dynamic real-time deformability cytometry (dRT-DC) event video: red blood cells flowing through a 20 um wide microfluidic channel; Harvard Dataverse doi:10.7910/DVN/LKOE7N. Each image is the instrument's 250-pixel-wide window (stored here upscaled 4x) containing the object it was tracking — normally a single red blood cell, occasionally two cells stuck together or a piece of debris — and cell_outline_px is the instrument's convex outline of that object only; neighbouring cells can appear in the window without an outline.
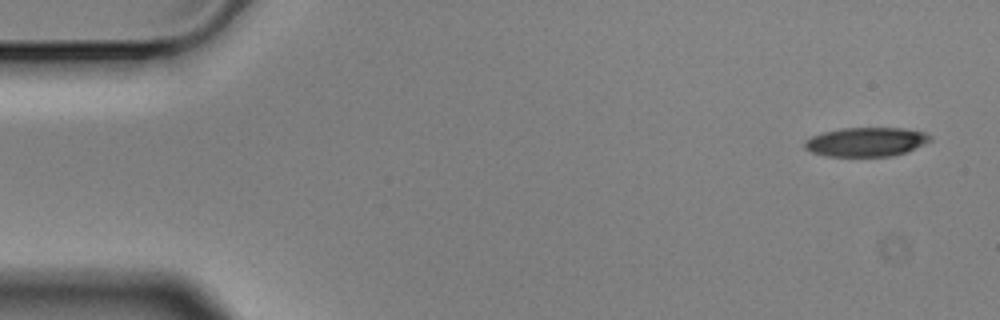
{"species": "Egyptian fruit bat (a non-hibernating species)", "species_latin": "Rousettus aegyptiacus", "temperature_condition": "cold", "stored_images_in_passage": 8, "camera_frame_rate_fps": 3000, "um_per_image_px": 0.085, "animal": {"sex": "male"}, "frame": {"image": 1, "passage_image": 1, "time_ms": 0.0, "image_size_px": [1000, 320], "cell_outline_px": [[932, 140], [924, 144], [904, 152], [892, 156], [828, 156], [812, 152], [804, 148], [804, 140], [812, 136], [824, 132], [840, 128], [904, 128], [924, 132], [932, 136]], "centroid_in_image_um": [73.61, 12.05], "position_along_channel_um": 11.4, "area_um2": 21.21}}
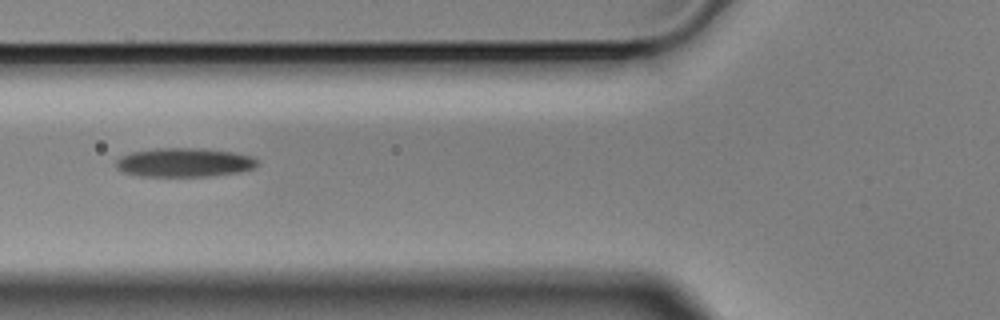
{"frame": {"image": 2, "passage_image": 6, "time_ms": 1.667, "image_size_px": [1000, 320], "cell_outline_px": [[260, 164], [252, 168], [240, 172], [208, 176], [140, 176], [124, 172], [116, 168], [116, 160], [120, 156], [132, 152], [156, 148], [204, 148], [232, 152], [252, 156], [260, 160]], "centroid_in_image_um": [15.68, 13.8], "position_along_channel_um": 110.1, "area_um2": 23.99}}
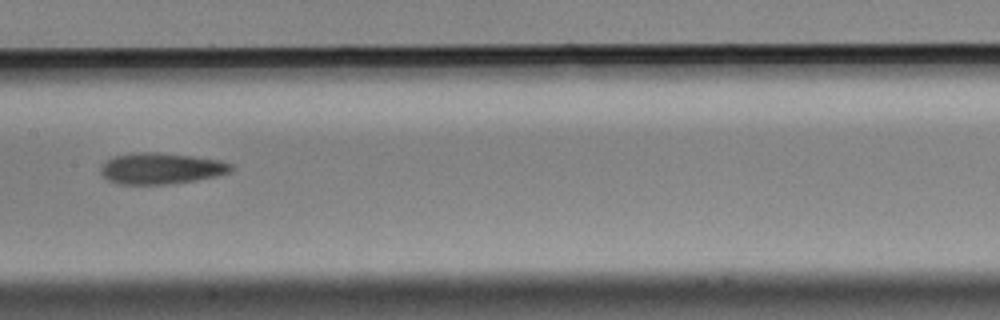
{"frame": {"image": 3, "passage_image": 8, "time_ms": 2.333, "image_size_px": [1000, 320], "cell_outline_px": [[232, 172], [216, 176], [196, 180], [164, 184], [120, 184], [108, 180], [100, 172], [100, 168], [104, 160], [112, 156], [136, 152], [160, 152], [192, 156], [220, 160], [232, 164]], "centroid_in_image_um": [13.66, 14.3], "position_along_channel_um": 193.7, "area_um2": 23.81}}